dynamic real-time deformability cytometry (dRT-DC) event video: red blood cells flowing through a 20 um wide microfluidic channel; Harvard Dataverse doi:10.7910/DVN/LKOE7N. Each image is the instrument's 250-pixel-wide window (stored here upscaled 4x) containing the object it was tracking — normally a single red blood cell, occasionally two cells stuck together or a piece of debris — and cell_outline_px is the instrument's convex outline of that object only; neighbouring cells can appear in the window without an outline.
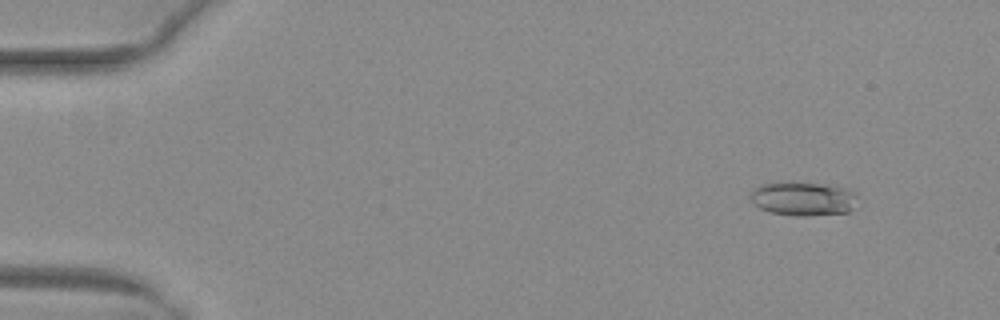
{"species": "common noctule bat (a hibernating species)", "species_latin": "Nyctalus noctula", "temperature_condition": "warm", "stored_images_in_passage": 53, "camera_frame_rate_fps": 3000, "um_per_image_px": 0.085, "animal": {"sex": "female", "body_mass_g": 29.2, "forearm_length_mm": 56.3}, "frame": {"image": 1, "passage_image": 6, "time_ms": 1.667, "image_size_px": [1000, 320], "cell_outline_px": [[856, 196], [848, 212], [808, 216], [792, 216], [772, 212], [760, 208], [748, 196], [760, 184], [828, 184], [848, 188], [856, 192]], "centroid_in_image_um": [68.29, 16.91], "position_along_channel_um": 16.7, "area_um2": 20.52}}
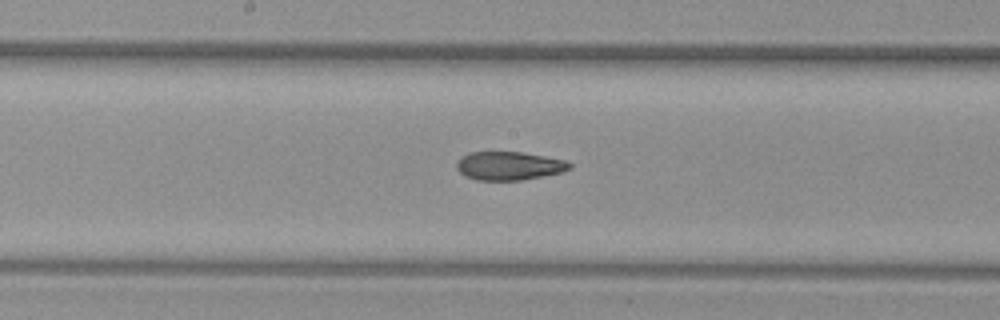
{"frame": {"image": 2, "passage_image": 29, "time_ms": 9.333, "image_size_px": [1000, 320], "cell_outline_px": [[572, 168], [560, 172], [520, 180], [476, 180], [464, 176], [456, 168], [456, 164], [460, 156], [468, 152], [520, 152], [544, 156], [564, 160], [572, 164]], "centroid_in_image_um": [43.21, 14.09], "position_along_channel_um": 205.0, "area_um2": 18.67}}
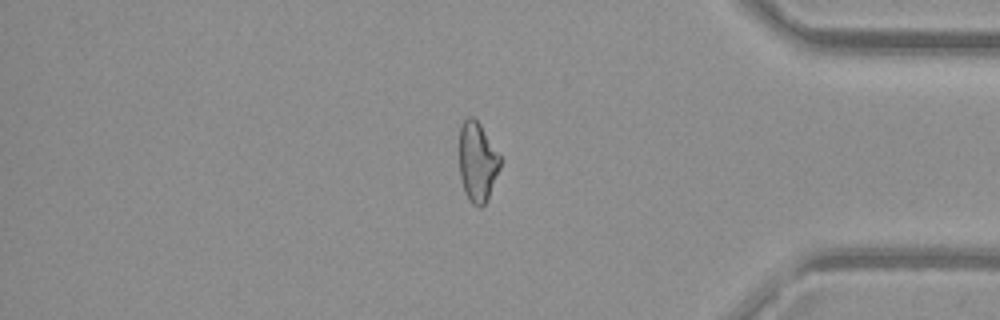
{"frame": {"image": 3, "passage_image": 45, "time_ms": 14.667, "image_size_px": [1000, 320], "cell_outline_px": [[500, 168], [488, 200], [480, 208], [472, 204], [464, 192], [460, 176], [460, 124], [468, 116], [472, 116], [480, 124], [500, 156]], "centroid_in_image_um": [40.57, 13.78], "position_along_channel_um": 394.6, "area_um2": 18.96}, "authors_computed_cell_mechanics": {"area_um2": 19.941, "velocity_mm_per_s": 4.0332, "shape_relaxation_time_tau1_ms": 7.8472, "shape_relaxation_time_tau2_ms": 1.872, "deformation_change_tau1": 0.2253, "deformation_change_tau2": 0.0948}}